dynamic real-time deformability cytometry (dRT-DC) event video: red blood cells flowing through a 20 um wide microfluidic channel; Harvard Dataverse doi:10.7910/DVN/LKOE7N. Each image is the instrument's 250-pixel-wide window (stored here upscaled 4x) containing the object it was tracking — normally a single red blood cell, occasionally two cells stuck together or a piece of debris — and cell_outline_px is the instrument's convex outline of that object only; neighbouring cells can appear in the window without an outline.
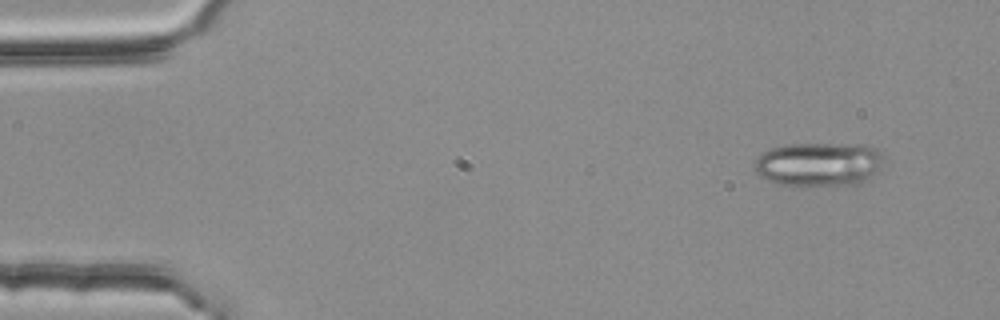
{"species": "common noctule bat (a hibernating species)", "species_latin": "Nyctalus noctula", "temperature_condition": "room temperature", "stored_images_in_passage": 4, "camera_frame_rate_fps": 3000, "um_per_image_px": 0.085, "animal": {"sex": "female", "body_mass_g": 25.1}, "frame": {"image": 1, "passage_image": 2, "time_ms": 0.333, "image_size_px": [1000, 320], "cell_outline_px": [[884, 160], [876, 172], [860, 184], [804, 188], [780, 184], [768, 180], [760, 176], [756, 172], [756, 160], [764, 152], [772, 148], [792, 144], [856, 144], [872, 148], [880, 152], [884, 156]], "centroid_in_image_um": [69.61, 14.0], "position_along_channel_um": 15.4, "area_um2": 33.41}}